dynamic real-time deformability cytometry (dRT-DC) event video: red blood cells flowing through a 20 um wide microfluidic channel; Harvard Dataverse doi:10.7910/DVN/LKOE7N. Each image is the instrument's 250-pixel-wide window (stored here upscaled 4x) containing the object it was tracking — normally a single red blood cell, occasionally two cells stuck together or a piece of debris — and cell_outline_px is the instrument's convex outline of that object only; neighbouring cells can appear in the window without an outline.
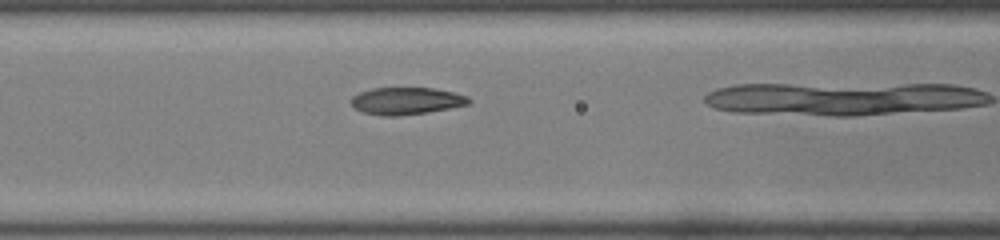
{"species": "common noctule bat (a hibernating species)", "species_latin": "Nyctalus noctula", "temperature_condition": "room temperature", "stored_images_in_passage": 23, "camera_frame_rate_fps": 3000, "um_per_image_px": 0.085, "animal": {"sex": "male", "body_mass_g": 19.0, "forearm_length_mm": 50.8}, "frame": {"image": 1, "passage_image": 7, "time_ms": 2.0, "image_size_px": [1000, 240], "cell_outline_px": [[472, 100], [468, 104], [452, 108], [428, 112], [396, 116], [380, 116], [364, 112], [356, 108], [348, 100], [352, 96], [360, 92], [372, 88], [436, 88], [468, 96]], "centroid_in_image_um": [34.54, 8.58], "position_along_channel_um": 132.1, "area_um2": 18.73}}